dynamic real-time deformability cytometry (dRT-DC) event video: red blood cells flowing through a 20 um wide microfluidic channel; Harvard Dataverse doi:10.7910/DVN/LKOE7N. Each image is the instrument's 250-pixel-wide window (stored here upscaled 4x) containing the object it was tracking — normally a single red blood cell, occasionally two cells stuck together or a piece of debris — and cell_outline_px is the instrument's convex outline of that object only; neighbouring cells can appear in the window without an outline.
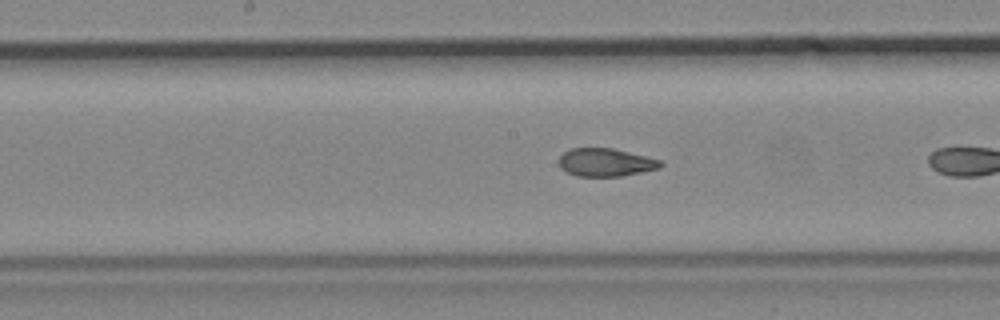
{"species": "common noctule bat (a hibernating species)", "species_latin": "Nyctalus noctula", "temperature_condition": "cold", "stored_images_in_passage": 6, "camera_frame_rate_fps": 3000, "um_per_image_px": 0.085, "animal": {"sex": "male", "body_mass_g": 19.2, "forearm_length_mm": 51.8}, "frame": {"image": 1, "passage_image": 5, "time_ms": 1.333, "image_size_px": [1000, 320], "cell_outline_px": [[664, 164], [660, 168], [620, 176], [576, 176], [560, 168], [560, 156], [568, 148], [612, 148], [660, 160]], "centroid_in_image_um": [51.46, 13.8], "position_along_channel_um": 196.7, "area_um2": 16.42}}